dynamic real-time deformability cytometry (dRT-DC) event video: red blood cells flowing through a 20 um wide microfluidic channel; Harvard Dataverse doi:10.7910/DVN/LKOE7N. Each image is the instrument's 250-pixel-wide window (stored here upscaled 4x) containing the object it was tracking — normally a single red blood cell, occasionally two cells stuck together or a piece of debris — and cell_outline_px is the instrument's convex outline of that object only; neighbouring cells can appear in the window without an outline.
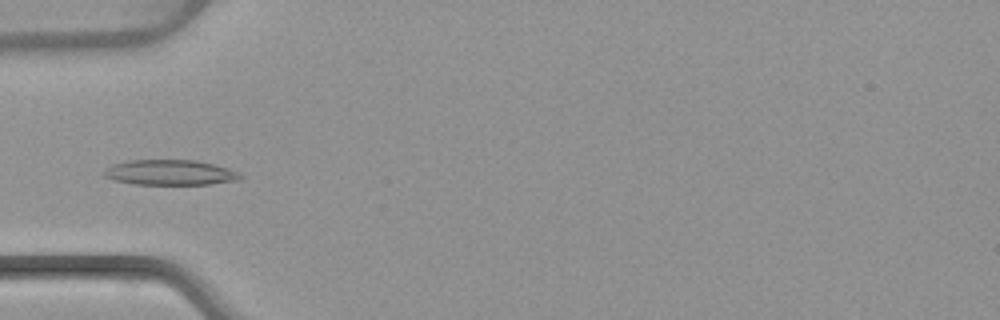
{"species": "common noctule bat (a hibernating species)", "species_latin": "Nyctalus noctula", "temperature_condition": "warm", "stored_images_in_passage": 5, "camera_frame_rate_fps": 3000, "um_per_image_px": 0.085, "animal": {"sex": "female", "body_mass_g": 22.7, "forearm_length_mm": 54.2}, "frame": {"image": 1, "passage_image": 5, "time_ms": 5.333, "image_size_px": [1000, 320], "cell_outline_px": [[244, 176], [240, 180], [212, 184], [132, 184], [112, 180], [104, 176], [100, 172], [104, 168], [112, 164], [128, 160], [196, 160], [228, 168], [240, 172]], "centroid_in_image_um": [14.42, 14.66], "position_along_channel_um": 70.6, "area_um2": 20.4}}